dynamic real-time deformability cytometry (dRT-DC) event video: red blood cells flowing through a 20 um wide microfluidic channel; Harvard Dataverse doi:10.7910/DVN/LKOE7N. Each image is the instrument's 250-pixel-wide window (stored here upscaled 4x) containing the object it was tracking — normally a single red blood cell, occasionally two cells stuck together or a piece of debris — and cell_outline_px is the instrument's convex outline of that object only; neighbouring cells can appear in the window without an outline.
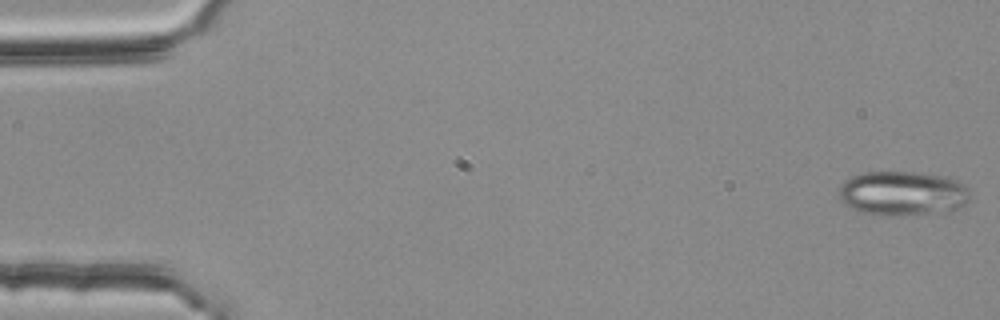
{"species": "common noctule bat (a hibernating species)", "species_latin": "Nyctalus noctula", "temperature_condition": "room temperature", "stored_images_in_passage": 48, "camera_frame_rate_fps": 3000, "um_per_image_px": 0.085, "animal": {"sex": "female", "body_mass_g": 25.1}, "frame": {"image": 1, "passage_image": 1, "time_ms": 0.0, "image_size_px": [1000, 320], "cell_outline_px": [[968, 200], [964, 204], [956, 208], [928, 212], [888, 216], [884, 216], [864, 212], [852, 208], [840, 200], [840, 184], [844, 180], [852, 176], [864, 172], [916, 172], [944, 176], [956, 180], [964, 184], [968, 188]], "centroid_in_image_um": [76.67, 16.4], "position_along_channel_um": 8.3, "area_um2": 33.35}}
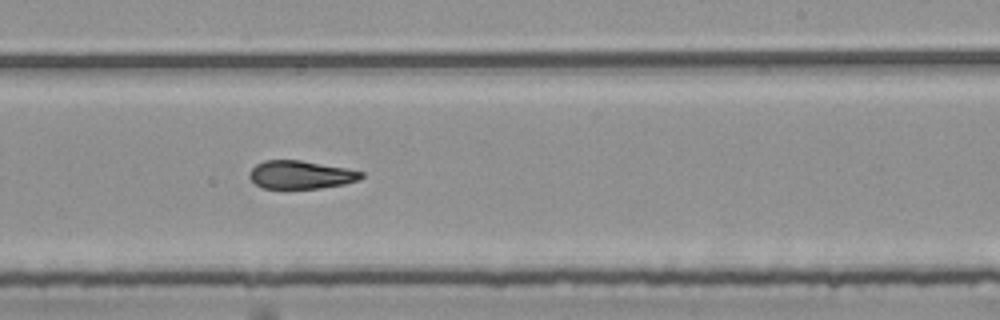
{"frame": {"image": 2, "passage_image": 33, "time_ms": 10.667, "image_size_px": [1000, 320], "cell_outline_px": [[364, 176], [360, 180], [344, 184], [320, 188], [264, 188], [256, 184], [248, 176], [248, 172], [256, 164], [264, 160], [300, 160], [344, 168], [364, 172]], "centroid_in_image_um": [25.56, 14.85], "position_along_channel_um": 263.4, "area_um2": 18.26}}
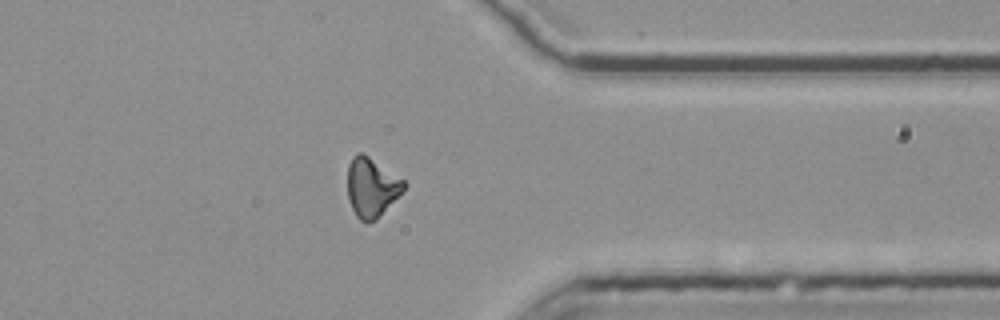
{"frame": {"image": 3, "passage_image": 43, "time_ms": 14.0, "image_size_px": [1000, 320], "cell_outline_px": [[408, 184], [376, 220], [368, 224], [360, 220], [356, 216], [348, 200], [348, 164], [352, 156], [356, 152], [364, 152], [404, 180]], "centroid_in_image_um": [31.56, 15.9], "position_along_channel_um": 379.8, "area_um2": 19.59}, "authors_computed_cell_mechanics": {"area_um2": 19.8543, "velocity_mm_per_s": 3.7772, "shape_relaxation_time_tau1_ms": null, "shape_relaxation_time_tau2_ms": 3.2122, "deformation_change_tau1": null, "deformation_change_tau2": 0.1124}}